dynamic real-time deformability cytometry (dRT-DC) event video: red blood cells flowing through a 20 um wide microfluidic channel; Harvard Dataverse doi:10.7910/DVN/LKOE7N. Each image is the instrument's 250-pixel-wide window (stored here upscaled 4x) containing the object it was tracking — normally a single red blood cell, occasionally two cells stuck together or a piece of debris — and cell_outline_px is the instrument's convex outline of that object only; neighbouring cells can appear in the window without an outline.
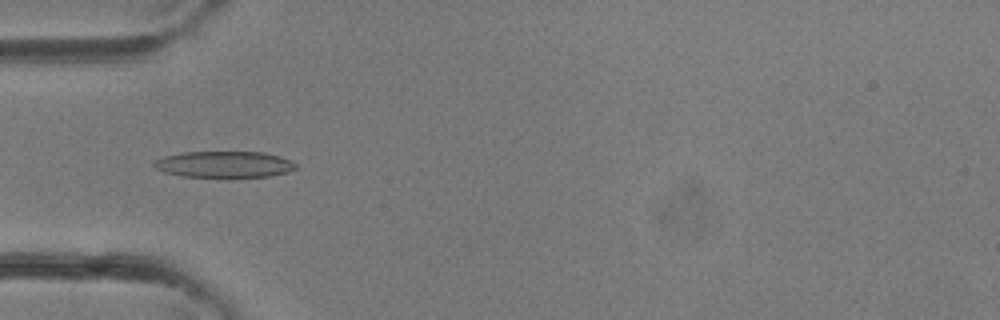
{"species": "common noctule bat (a hibernating species)", "species_latin": "Nyctalus noctula", "temperature_condition": "room temperature", "stored_images_in_passage": 25, "camera_frame_rate_fps": 3000, "um_per_image_px": 0.085, "animal": {"sex": "female"}, "frame": {"image": 1, "passage_image": 2, "time_ms": 0.333, "image_size_px": [1000, 320], "cell_outline_px": [[300, 168], [288, 172], [272, 176], [228, 180], [180, 176], [164, 172], [156, 168], [152, 164], [152, 160], [164, 156], [184, 152], [264, 152], [280, 156], [296, 164]], "centroid_in_image_um": [19.07, 14.02], "position_along_channel_um": 65.9, "area_um2": 23.0}}
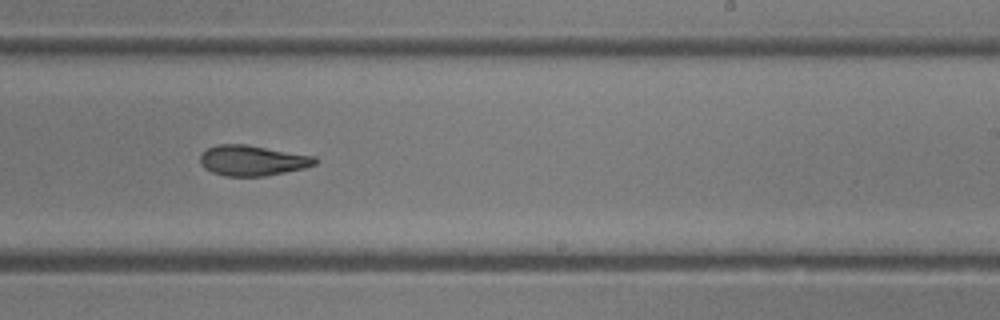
{"frame": {"image": 2, "passage_image": 12, "time_ms": 3.667, "image_size_px": [1000, 320], "cell_outline_px": [[316, 164], [304, 168], [264, 176], [224, 176], [212, 172], [204, 168], [200, 164], [200, 156], [208, 148], [216, 144], [244, 144], [316, 156]], "centroid_in_image_um": [21.44, 13.64], "position_along_channel_um": 267.6, "area_um2": 20.29}}
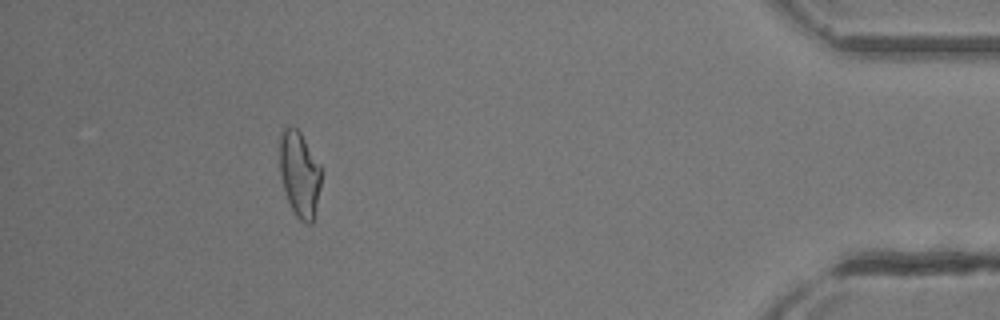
{"frame": {"image": 3, "passage_image": 22, "time_ms": 7.0, "image_size_px": [1000, 320], "cell_outline_px": [[324, 172], [312, 224], [304, 224], [296, 216], [288, 200], [280, 176], [280, 132], [288, 124], [296, 128], [300, 132], [320, 164]], "centroid_in_image_um": [25.48, 14.78], "position_along_channel_um": 409.7, "area_um2": 21.04}}